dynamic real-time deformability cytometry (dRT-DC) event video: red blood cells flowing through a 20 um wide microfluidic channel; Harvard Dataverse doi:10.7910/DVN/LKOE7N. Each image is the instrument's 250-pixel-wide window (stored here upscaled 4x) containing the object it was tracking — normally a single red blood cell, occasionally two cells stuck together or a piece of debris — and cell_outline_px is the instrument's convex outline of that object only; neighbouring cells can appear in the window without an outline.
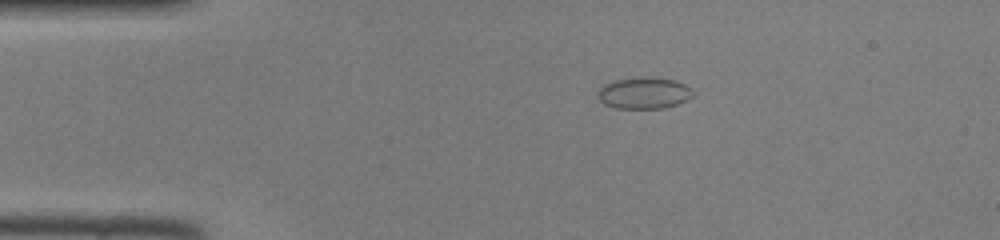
{"species": "common noctule bat (a hibernating species)", "species_latin": "Nyctalus noctula", "temperature_condition": "room temperature", "stored_images_in_passage": 38, "camera_frame_rate_fps": 3000, "um_per_image_px": 0.085, "animal": {"sex": "female", "body_mass_g": 22.0, "forearm_length_mm": 56.7}, "frame": {"image": 1, "passage_image": 1, "time_ms": 0.0, "image_size_px": [1000, 240], "cell_outline_px": [[692, 96], [676, 104], [664, 108], [616, 108], [604, 104], [600, 100], [596, 92], [604, 84], [616, 80], [676, 80], [684, 84], [692, 92]], "centroid_in_image_um": [54.68, 7.96], "position_along_channel_um": 30.3, "area_um2": 16.42}}
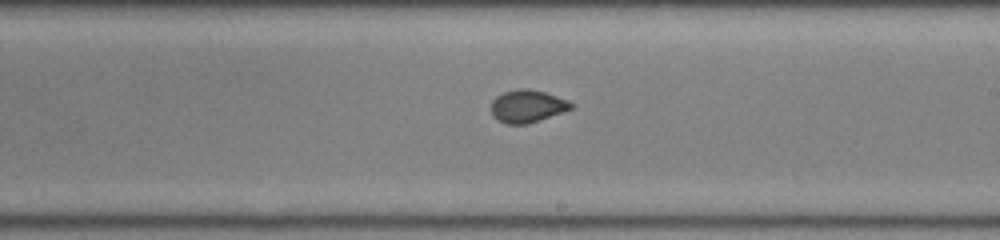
{"frame": {"image": 2, "passage_image": 19, "time_ms": 6.0, "image_size_px": [1000, 240], "cell_outline_px": [[572, 108], [528, 124], [504, 124], [496, 120], [492, 116], [492, 100], [496, 96], [504, 92], [520, 88], [528, 88], [544, 92], [568, 100], [572, 104]], "centroid_in_image_um": [44.77, 9.03], "position_along_channel_um": 244.2, "area_um2": 15.09}}
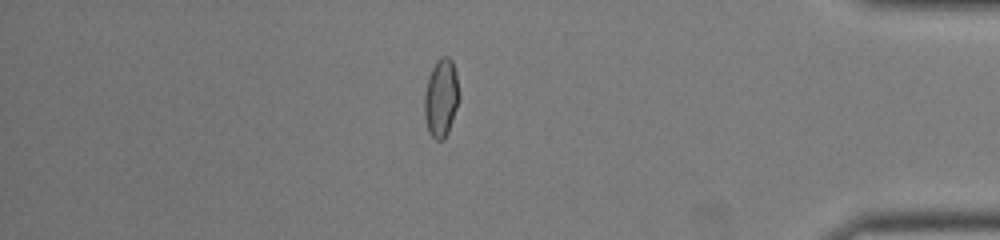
{"frame": {"image": 3, "passage_image": 32, "time_ms": 10.333, "image_size_px": [1000, 240], "cell_outline_px": [[460, 100], [448, 132], [444, 140], [436, 140], [428, 132], [424, 116], [424, 96], [428, 76], [436, 60], [440, 56], [448, 56], [452, 60], [456, 72], [460, 92]], "centroid_in_image_um": [37.5, 8.31], "position_along_channel_um": 397.7, "area_um2": 16.24}}